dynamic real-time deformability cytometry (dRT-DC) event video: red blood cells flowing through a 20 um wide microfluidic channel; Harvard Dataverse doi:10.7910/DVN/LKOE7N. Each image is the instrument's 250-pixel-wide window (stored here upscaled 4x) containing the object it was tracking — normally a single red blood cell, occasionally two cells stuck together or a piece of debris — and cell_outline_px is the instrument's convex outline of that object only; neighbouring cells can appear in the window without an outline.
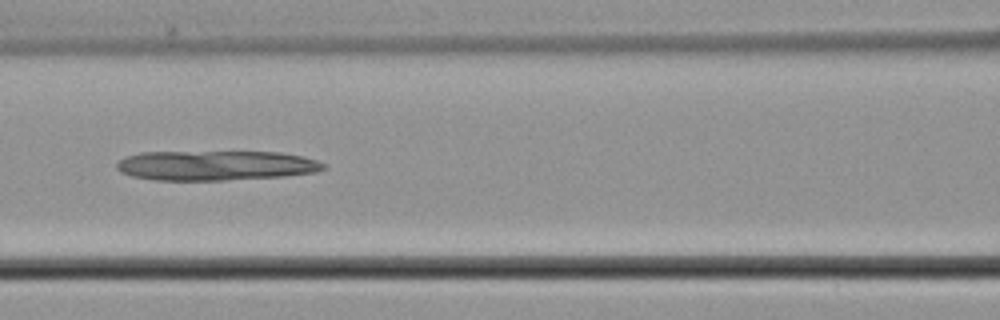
{"species": "common noctule bat (a hibernating species)", "species_latin": "Nyctalus noctula", "temperature_condition": "cold", "stored_images_in_passage": 47, "camera_frame_rate_fps": 3000, "um_per_image_px": 0.085, "animal": {"sex": "male", "body_mass_g": 21.5, "forearm_length_mm": 52.0}, "frame": {"image": 1, "passage_image": 20, "time_ms": 6.333, "image_size_px": [1000, 320], "cell_outline_px": [[328, 168], [316, 172], [284, 176], [224, 180], [156, 180], [132, 176], [120, 172], [116, 168], [116, 164], [120, 160], [128, 156], [140, 152], [280, 152], [304, 156], [316, 160], [324, 164]], "centroid_in_image_um": [18.36, 14.06], "position_along_channel_um": 148.2, "area_um2": 35.95}}
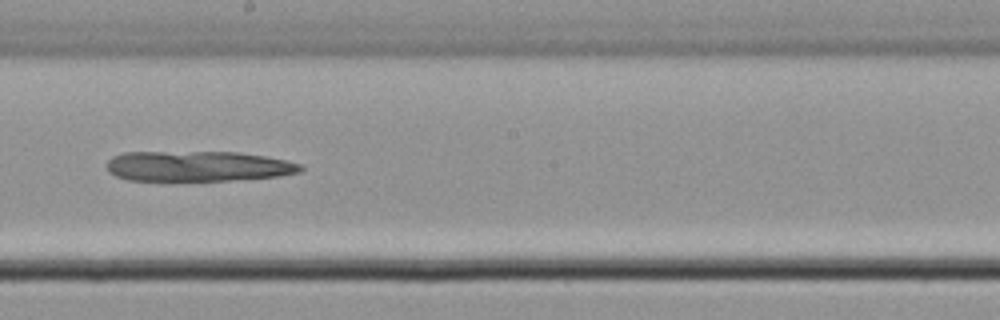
{"frame": {"image": 2, "passage_image": 26, "time_ms": 8.333, "image_size_px": [1000, 320], "cell_outline_px": [[304, 168], [300, 172], [280, 176], [228, 180], [128, 180], [116, 176], [108, 172], [108, 160], [112, 156], [124, 152], [240, 152], [264, 156], [284, 160], [300, 164]], "centroid_in_image_um": [16.81, 14.12], "position_along_channel_um": 231.4, "area_um2": 34.1}}
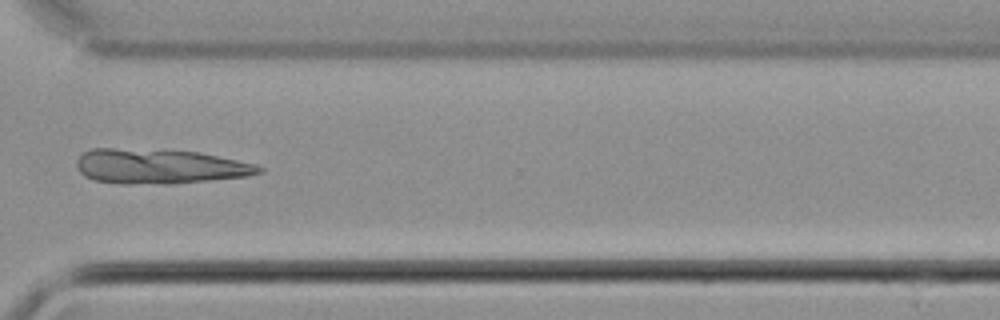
{"frame": {"image": 3, "passage_image": 35, "time_ms": 11.333, "image_size_px": [1000, 320], "cell_outline_px": [[264, 172], [248, 176], [168, 184], [120, 184], [96, 180], [84, 176], [76, 168], [76, 160], [84, 152], [92, 148], [112, 148], [200, 152], [256, 164], [264, 168]], "centroid_in_image_um": [13.55, 14.15], "position_along_channel_um": 357.1, "area_um2": 36.93}}